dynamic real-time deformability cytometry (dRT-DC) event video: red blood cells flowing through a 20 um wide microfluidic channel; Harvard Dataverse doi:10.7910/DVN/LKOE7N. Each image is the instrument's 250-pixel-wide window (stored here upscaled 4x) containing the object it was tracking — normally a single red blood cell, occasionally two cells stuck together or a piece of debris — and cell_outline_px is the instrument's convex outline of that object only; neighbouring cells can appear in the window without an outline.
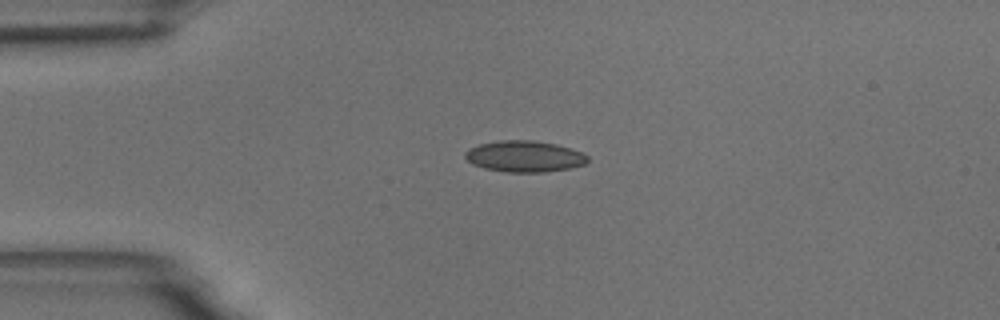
{"species": "common noctule bat (a hibernating species)", "species_latin": "Nyctalus noctula", "temperature_condition": "room temperature", "stored_images_in_passage": 43, "camera_frame_rate_fps": 3000, "um_per_image_px": 0.085, "animal": {"sex": "male", "body_mass_g": 18.8}, "frame": {"image": 1, "passage_image": 1, "time_ms": 0.0, "image_size_px": [1000, 320], "cell_outline_px": [[588, 160], [584, 164], [572, 168], [544, 172], [508, 172], [484, 168], [472, 164], [464, 156], [464, 152], [468, 148], [480, 144], [500, 140], [532, 140], [556, 144], [580, 152], [588, 156]], "centroid_in_image_um": [44.55, 13.29], "position_along_channel_um": 40.4, "area_um2": 22.25}}
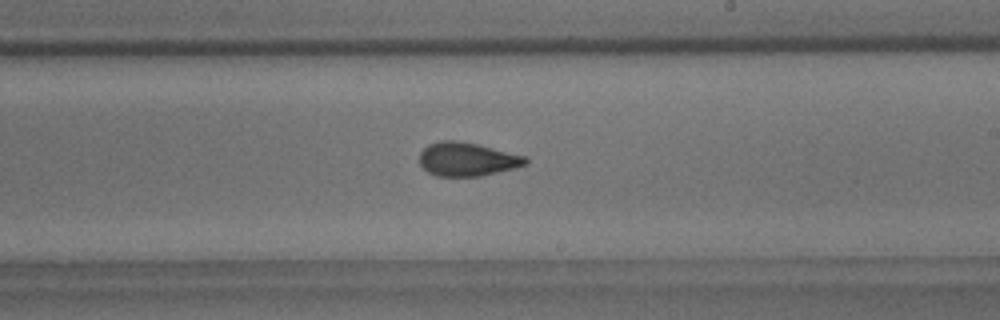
{"frame": {"image": 2, "passage_image": 20, "time_ms": 6.333, "image_size_px": [1000, 320], "cell_outline_px": [[528, 164], [516, 168], [480, 176], [436, 176], [428, 172], [420, 164], [420, 152], [428, 144], [440, 140], [456, 140], [476, 144], [524, 156], [528, 160]], "centroid_in_image_um": [39.69, 13.54], "position_along_channel_um": 249.3, "area_um2": 20.69}}
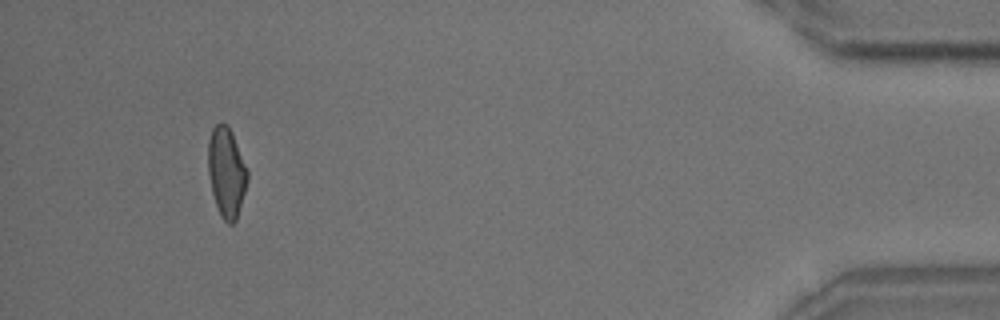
{"frame": {"image": 3, "passage_image": 39, "time_ms": 12.667, "image_size_px": [1000, 320], "cell_outline_px": [[248, 180], [236, 220], [232, 224], [228, 224], [220, 216], [212, 192], [208, 172], [208, 140], [212, 128], [220, 120], [228, 124], [232, 132], [248, 172]], "centroid_in_image_um": [19.23, 14.6], "position_along_channel_um": 416.0, "area_um2": 20.63}, "authors_computed_cell_mechanics": {"area_um2": 20.7502, "velocity_mm_per_s": 3.6992, "shape_relaxation_time_tau1_ms": 6.0648, "shape_relaxation_time_tau2_ms": 1.2723, "deformation_change_tau1": 0.1549, "deformation_change_tau2": 0.0694}}